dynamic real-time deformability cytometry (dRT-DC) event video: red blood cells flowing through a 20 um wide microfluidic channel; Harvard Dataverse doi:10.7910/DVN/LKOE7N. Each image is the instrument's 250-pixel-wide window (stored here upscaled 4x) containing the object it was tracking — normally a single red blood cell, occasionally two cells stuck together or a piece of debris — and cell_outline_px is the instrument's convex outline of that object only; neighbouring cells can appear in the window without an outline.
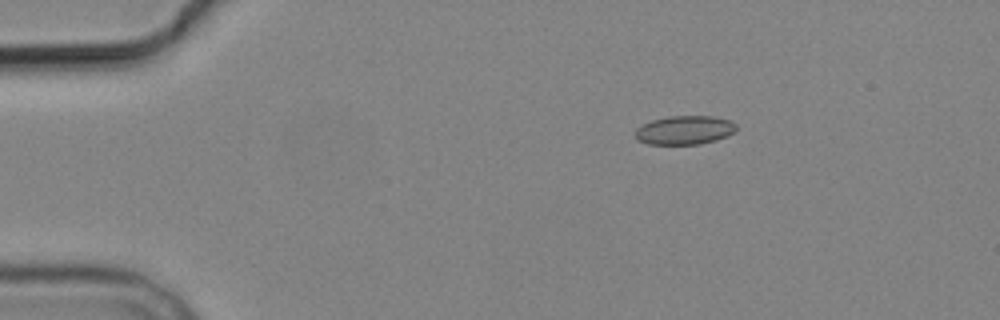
{"species": "common noctule bat (a hibernating species)", "species_latin": "Nyctalus noctula", "temperature_condition": "cold", "stored_images_in_passage": 4, "camera_frame_rate_fps": 3000, "um_per_image_px": 0.085, "animal": {"sex": "male", "body_mass_g": 19.2, "forearm_length_mm": 51.8}, "frame": {"image": 1, "passage_image": 2, "time_ms": 1.333, "image_size_px": [1000, 320], "cell_outline_px": [[736, 132], [728, 136], [716, 140], [700, 144], [648, 144], [636, 140], [636, 128], [652, 120], [668, 116], [712, 116], [732, 120], [736, 124]], "centroid_in_image_um": [58.23, 11.06], "position_along_channel_um": 26.8, "area_um2": 17.11}}